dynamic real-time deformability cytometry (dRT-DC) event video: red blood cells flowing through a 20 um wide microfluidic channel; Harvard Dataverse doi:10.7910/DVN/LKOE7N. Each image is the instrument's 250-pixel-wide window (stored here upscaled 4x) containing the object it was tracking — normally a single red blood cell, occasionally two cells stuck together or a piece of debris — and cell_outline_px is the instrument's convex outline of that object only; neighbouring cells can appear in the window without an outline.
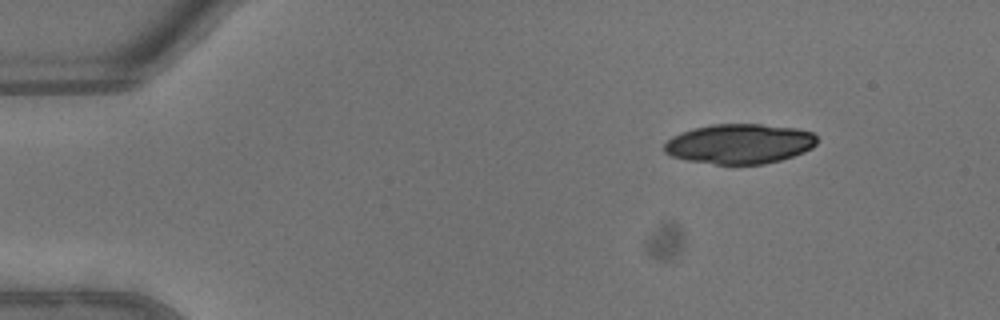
{"species": "common noctule bat (a hibernating species)", "species_latin": "Nyctalus noctula", "temperature_condition": "warm", "stored_images_in_passage": 35, "camera_frame_rate_fps": 3000, "um_per_image_px": 0.085, "animal": {"sex": "male", "body_mass_g": 13.3}, "frame": {"image": 1, "passage_image": 1, "time_ms": 0.0, "image_size_px": [1000, 320], "cell_outline_px": [[816, 144], [812, 148], [804, 152], [780, 160], [764, 164], [716, 164], [688, 160], [672, 156], [664, 152], [664, 144], [672, 136], [680, 132], [692, 128], [712, 124], [760, 124], [796, 128], [812, 132], [816, 136]], "centroid_in_image_um": [62.85, 12.21], "position_along_channel_um": 22.1, "area_um2": 35.49}}